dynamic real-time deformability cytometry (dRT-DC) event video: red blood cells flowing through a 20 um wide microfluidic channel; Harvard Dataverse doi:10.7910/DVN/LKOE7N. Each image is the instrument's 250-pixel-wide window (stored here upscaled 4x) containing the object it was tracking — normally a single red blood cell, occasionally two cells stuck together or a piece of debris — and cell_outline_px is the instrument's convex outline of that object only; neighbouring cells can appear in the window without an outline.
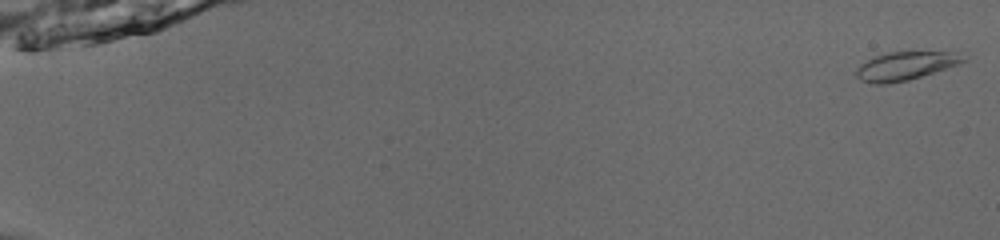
{"species": "common noctule bat (a hibernating species)", "species_latin": "Nyctalus noctula", "temperature_condition": "room temperature", "stored_images_in_passage": 53, "camera_frame_rate_fps": 3000, "um_per_image_px": 0.085, "animal": {"sex": "male", "body_mass_g": 13.0, "forearm_length_mm": 53.1}, "frame": {"image": 1, "passage_image": 1, "time_ms": 0.0, "image_size_px": [1000, 240], "cell_outline_px": [[968, 60], [908, 80], [888, 84], [872, 84], [860, 80], [856, 76], [856, 68], [860, 64], [872, 56], [888, 52], [956, 52]], "centroid_in_image_um": [76.86, 5.6], "position_along_channel_um": 8.1, "area_um2": 17.51}}
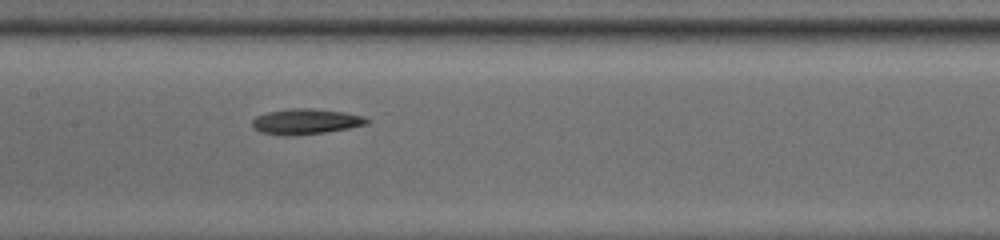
{"frame": {"image": 2, "passage_image": 29, "time_ms": 9.333, "image_size_px": [1000, 240], "cell_outline_px": [[372, 120], [368, 124], [348, 128], [324, 132], [292, 136], [284, 136], [260, 132], [252, 128], [252, 120], [256, 116], [268, 112], [292, 108], [312, 108], [344, 112], [364, 116]], "centroid_in_image_um": [25.99, 10.33], "position_along_channel_um": 181.4, "area_um2": 17.17}}
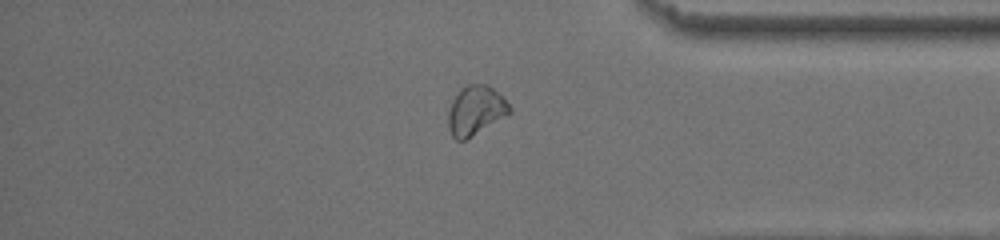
{"frame": {"image": 3, "passage_image": 46, "time_ms": 15.0, "image_size_px": [1000, 240], "cell_outline_px": [[512, 112], [508, 116], [464, 140], [456, 140], [452, 136], [448, 128], [448, 112], [452, 100], [460, 88], [468, 84], [488, 84], [512, 108]], "centroid_in_image_um": [40.42, 9.39], "position_along_channel_um": 394.8, "area_um2": 17.63}, "authors_computed_cell_mechanics": {"area_um2": 17.051, "velocity_mm_per_s": 3.9436, "shape_relaxation_time_tau1_ms": 3.8028, "shape_relaxation_time_tau2_ms": null, "deformation_change_tau1": 0.1547, "deformation_change_tau2": null}}